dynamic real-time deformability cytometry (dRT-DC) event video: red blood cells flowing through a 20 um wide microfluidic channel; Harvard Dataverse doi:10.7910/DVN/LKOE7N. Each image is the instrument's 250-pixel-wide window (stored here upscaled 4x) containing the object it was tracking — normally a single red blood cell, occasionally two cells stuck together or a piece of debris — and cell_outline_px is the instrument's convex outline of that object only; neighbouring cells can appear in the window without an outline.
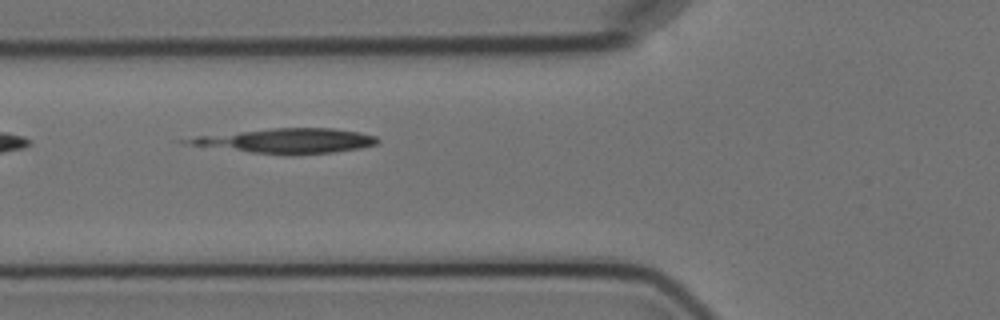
{"species": "Egyptian fruit bat (a non-hibernating species)", "species_latin": "Rousettus aegyptiacus", "temperature_condition": "cold", "stored_images_in_passage": 7, "camera_frame_rate_fps": 3000, "um_per_image_px": 0.085, "animal": {"sex": "female"}, "frame": {"image": 1, "passage_image": 6, "time_ms": 6.333, "image_size_px": [1000, 320], "cell_outline_px": [[380, 140], [376, 144], [360, 148], [332, 152], [288, 156], [252, 152], [184, 144], [176, 140], [196, 136], [272, 128], [332, 128], [360, 132], [376, 136]], "centroid_in_image_um": [24.33, 11.97], "position_along_channel_um": 101.5, "area_um2": 27.57}}
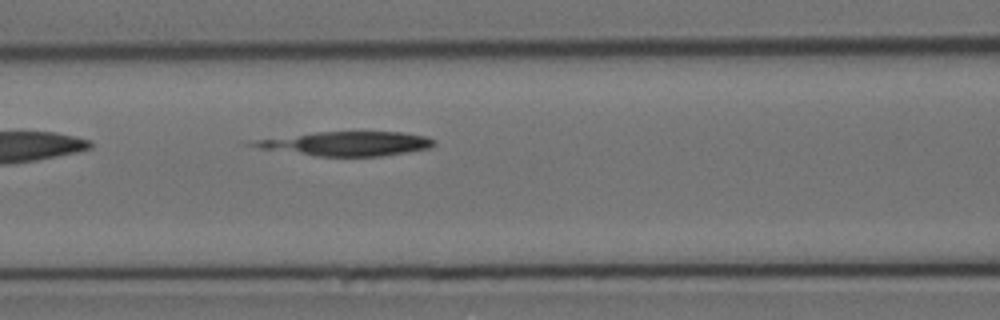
{"frame": {"image": 2, "passage_image": 7, "time_ms": 7.333, "image_size_px": [1000, 320], "cell_outline_px": [[436, 144], [428, 148], [380, 156], [316, 156], [260, 148], [244, 144], [244, 140], [316, 132], [400, 132], [428, 136], [436, 140]], "centroid_in_image_um": [29.34, 12.2], "position_along_channel_um": 137.3, "area_um2": 25.72}}